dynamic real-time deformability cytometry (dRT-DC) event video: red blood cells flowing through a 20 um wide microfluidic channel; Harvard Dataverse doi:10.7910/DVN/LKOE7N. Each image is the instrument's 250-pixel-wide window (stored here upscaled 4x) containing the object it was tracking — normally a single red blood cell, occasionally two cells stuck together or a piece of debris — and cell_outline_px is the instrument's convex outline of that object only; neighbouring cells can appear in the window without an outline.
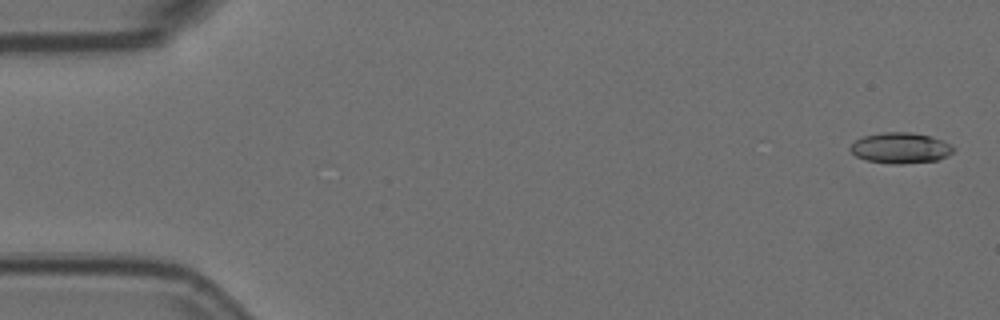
{"species": "Egyptian fruit bat (a non-hibernating species)", "species_latin": "Rousettus aegyptiacus", "temperature_condition": "room temperature", "stored_images_in_passage": 17, "camera_frame_rate_fps": 3000, "um_per_image_px": 0.085, "animal": {"sex": "female"}, "frame": {"image": 1, "passage_image": 2, "time_ms": 0.333, "image_size_px": [1000, 320], "cell_outline_px": [[952, 152], [948, 156], [936, 160], [900, 164], [892, 164], [864, 160], [856, 156], [848, 148], [856, 140], [864, 136], [884, 132], [912, 132], [928, 136], [940, 140], [948, 144], [952, 148]], "centroid_in_image_um": [76.48, 12.58], "position_along_channel_um": 8.5, "area_um2": 18.21}}
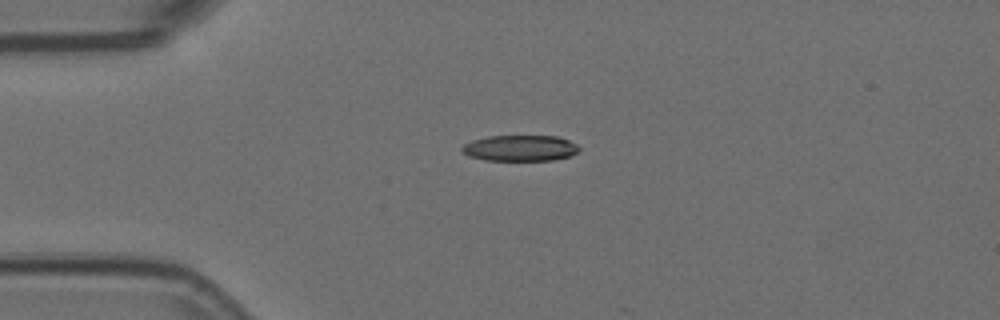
{"frame": {"image": 2, "passage_image": 14, "time_ms": 4.333, "image_size_px": [1000, 320], "cell_outline_px": [[580, 148], [572, 156], [552, 160], [484, 160], [468, 156], [460, 148], [464, 144], [472, 140], [488, 136], [556, 136], [568, 140], [576, 144]], "centroid_in_image_um": [44.2, 12.59], "position_along_channel_um": 40.8, "area_um2": 17.69}}